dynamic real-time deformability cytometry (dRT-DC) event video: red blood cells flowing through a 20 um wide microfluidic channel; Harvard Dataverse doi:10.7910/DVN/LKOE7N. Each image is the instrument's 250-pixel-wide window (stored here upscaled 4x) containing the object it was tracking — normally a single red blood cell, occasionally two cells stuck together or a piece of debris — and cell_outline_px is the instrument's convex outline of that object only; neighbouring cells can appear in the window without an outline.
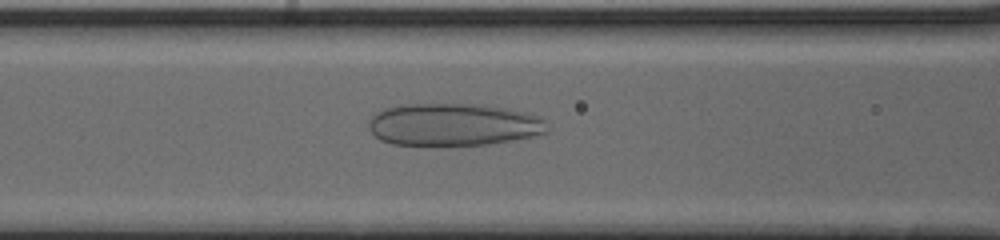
{"species": "human", "species_latin": "Homo sapiens", "temperature_condition": "cold", "stored_images_in_passage": 56, "camera_frame_rate_fps": 3000, "um_per_image_px": 0.085, "donor": {"sex": "male"}, "frame": {"image": 1, "passage_image": 26, "time_ms": 8.333, "image_size_px": [1000, 240], "cell_outline_px": [[548, 132], [532, 136], [512, 140], [488, 144], [392, 144], [380, 140], [368, 128], [368, 124], [372, 116], [376, 112], [388, 108], [404, 104], [484, 104], [508, 108], [540, 116], [544, 120], [548, 128]], "centroid_in_image_um": [38.57, 10.57], "position_along_channel_um": 128.0, "area_um2": 43.93}}
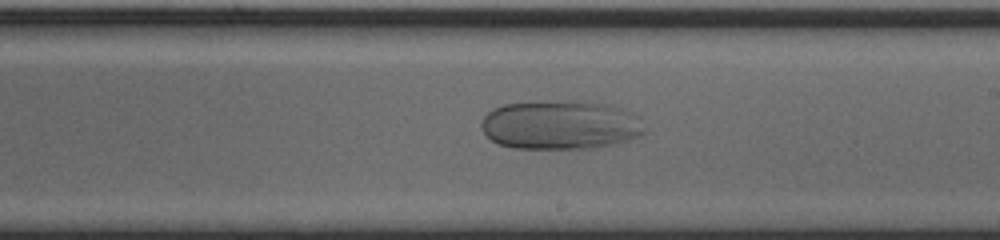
{"frame": {"image": 2, "passage_image": 35, "time_ms": 11.333, "image_size_px": [1000, 240], "cell_outline_px": [[644, 132], [640, 136], [616, 144], [596, 148], [512, 148], [500, 144], [492, 140], [480, 128], [480, 120], [492, 108], [504, 104], [612, 104], [640, 116]], "centroid_in_image_um": [47.65, 10.68], "position_along_channel_um": 241.4, "area_um2": 45.49}}
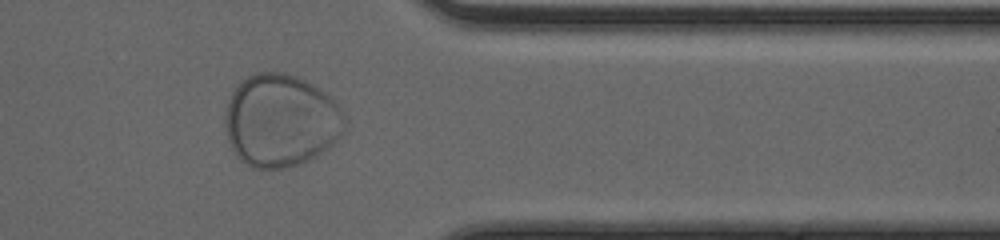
{"frame": {"image": 3, "passage_image": 47, "time_ms": 15.333, "image_size_px": [1000, 240], "cell_outline_px": [[344, 132], [332, 144], [308, 160], [300, 164], [284, 168], [252, 168], [240, 160], [236, 156], [228, 140], [224, 124], [224, 116], [228, 100], [232, 92], [248, 76], [256, 72], [284, 72], [304, 80], [312, 84], [328, 96], [336, 104], [344, 120]], "centroid_in_image_um": [23.81, 10.26], "position_along_channel_um": 387.6, "area_um2": 64.04}}